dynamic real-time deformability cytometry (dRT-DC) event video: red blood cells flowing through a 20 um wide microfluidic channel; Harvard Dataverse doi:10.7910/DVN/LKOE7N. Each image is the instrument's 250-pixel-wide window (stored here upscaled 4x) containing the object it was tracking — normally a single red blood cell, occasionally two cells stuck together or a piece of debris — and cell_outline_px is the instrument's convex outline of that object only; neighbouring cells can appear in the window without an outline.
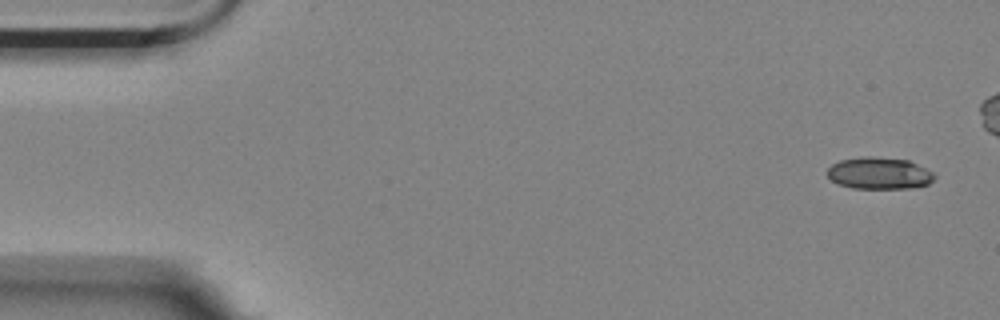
{"species": "Egyptian fruit bat (a non-hibernating species)", "species_latin": "Rousettus aegyptiacus", "temperature_condition": "room temperature", "stored_images_in_passage": 6, "camera_frame_rate_fps": 3000, "um_per_image_px": 0.085, "animal": {"sex": "female"}, "frame": {"image": 1, "passage_image": 1, "time_ms": 0.0, "image_size_px": [1000, 320], "cell_outline_px": [[936, 176], [928, 184], [912, 188], [852, 188], [840, 184], [832, 180], [828, 176], [828, 168], [832, 164], [840, 160], [860, 156], [872, 156], [908, 160], [932, 172]], "centroid_in_image_um": [74.72, 14.72], "position_along_channel_um": 10.3, "area_um2": 19.77}}